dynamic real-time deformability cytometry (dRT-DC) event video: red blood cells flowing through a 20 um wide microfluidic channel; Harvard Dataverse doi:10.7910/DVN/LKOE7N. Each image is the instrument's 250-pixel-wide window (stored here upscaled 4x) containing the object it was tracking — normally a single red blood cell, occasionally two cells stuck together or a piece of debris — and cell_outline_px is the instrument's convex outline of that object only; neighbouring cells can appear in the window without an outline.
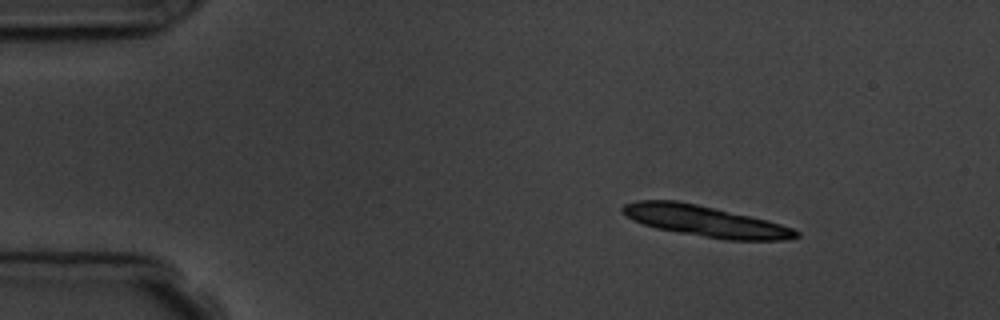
{"species": "common noctule bat (a hibernating species)", "species_latin": "Nyctalus noctula", "temperature_condition": "room temperature", "stored_images_in_passage": 5, "camera_frame_rate_fps": 3000, "um_per_image_px": 0.085, "animal": {"sex": "male", "body_mass_g": 19.5, "forearm_length_mm": 54.6}, "frame": {"image": 1, "passage_image": 1, "time_ms": 0.0, "image_size_px": [1000, 320], "cell_outline_px": [[800, 236], [780, 240], [728, 240], [656, 228], [632, 220], [620, 212], [620, 208], [624, 204], [636, 200], [676, 200], [696, 204], [768, 220], [792, 228], [800, 232]], "centroid_in_image_um": [59.9, 18.78], "position_along_channel_um": 25.1, "area_um2": 30.98}}
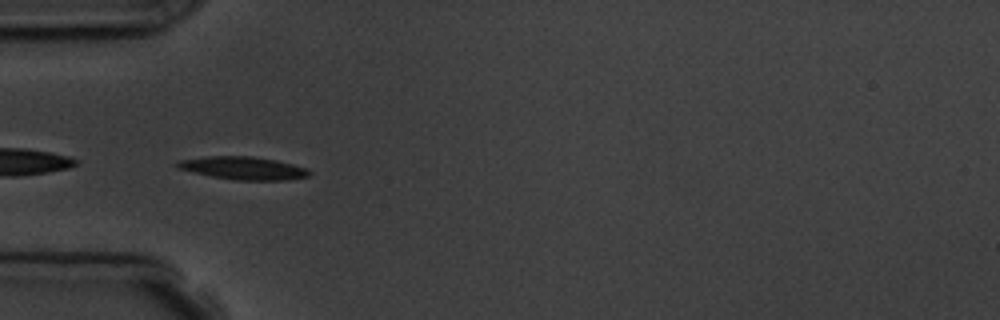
{"frame": {"image": 2, "passage_image": 4, "time_ms": 3.333, "image_size_px": [1000, 320], "cell_outline_px": [[312, 172], [308, 176], [288, 180], [236, 180], [212, 176], [176, 168], [176, 164], [180, 160], [204, 156], [252, 156], [276, 160], [308, 168]], "centroid_in_image_um": [20.7, 14.28], "position_along_channel_um": 64.3, "area_um2": 17.57}}